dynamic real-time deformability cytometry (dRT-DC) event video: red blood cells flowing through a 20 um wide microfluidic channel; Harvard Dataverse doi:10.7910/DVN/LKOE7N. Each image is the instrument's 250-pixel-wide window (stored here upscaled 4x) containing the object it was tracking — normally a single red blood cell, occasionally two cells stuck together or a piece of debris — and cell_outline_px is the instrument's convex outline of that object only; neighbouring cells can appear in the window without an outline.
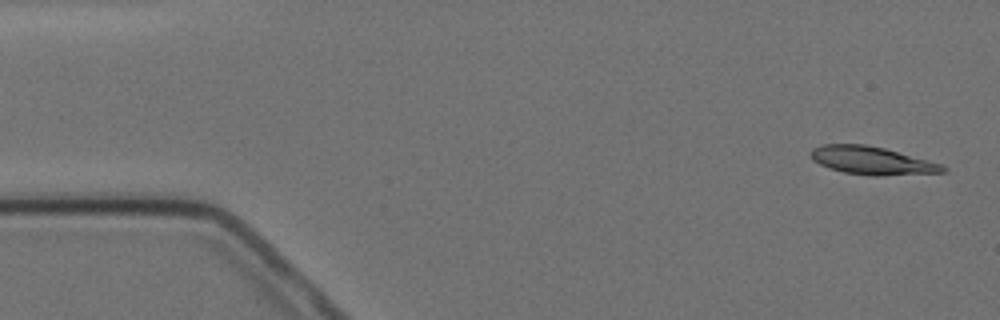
{"species": "Egyptian fruit bat (a non-hibernating species)", "species_latin": "Rousettus aegyptiacus", "temperature_condition": "cold", "stored_images_in_passage": 2, "segment_of_instrument_passage": [2, 2], "camera_frame_rate_fps": 3000, "um_per_image_px": 0.085, "animal": {"sex": "female"}, "frame": {"image": 1, "passage_image": 2, "time_ms": 1.333, "image_size_px": [1000, 320], "cell_outline_px": [[948, 168], [944, 172], [880, 176], [876, 176], [844, 172], [828, 168], [812, 160], [808, 152], [812, 148], [824, 144], [864, 144], [884, 148], [944, 164]], "centroid_in_image_um": [74.1, 13.64], "position_along_channel_um": 10.9, "area_um2": 21.68}}